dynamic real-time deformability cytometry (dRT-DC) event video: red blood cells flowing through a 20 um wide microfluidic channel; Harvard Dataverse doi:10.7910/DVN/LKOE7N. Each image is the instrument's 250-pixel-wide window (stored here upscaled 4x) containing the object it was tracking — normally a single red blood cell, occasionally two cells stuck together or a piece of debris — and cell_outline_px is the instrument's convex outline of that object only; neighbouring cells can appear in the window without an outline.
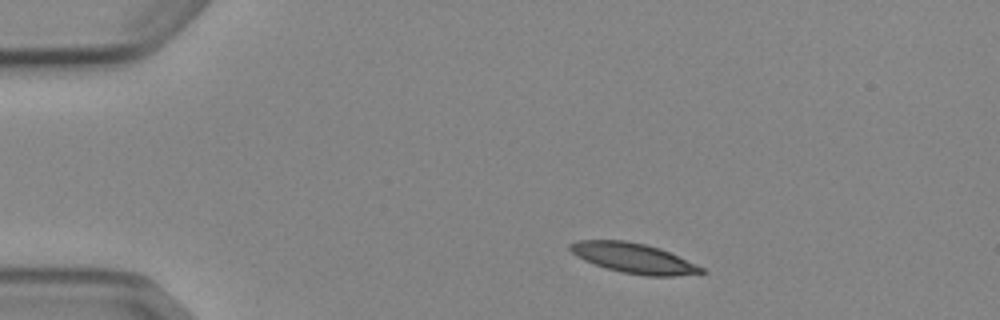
{"species": "Egyptian fruit bat (a non-hibernating species)", "species_latin": "Rousettus aegyptiacus", "temperature_condition": "cold", "stored_images_in_passage": 4, "camera_frame_rate_fps": 3000, "um_per_image_px": 0.085, "animal": {"sex": "female"}, "frame": {"image": 1, "passage_image": 1, "time_ms": 0.0, "image_size_px": [1000, 320], "cell_outline_px": [[708, 272], [672, 276], [644, 276], [620, 272], [584, 260], [576, 256], [568, 248], [568, 244], [576, 240], [624, 240], [644, 244], [660, 248], [704, 268]], "centroid_in_image_um": [53.83, 21.94], "position_along_channel_um": 31.2, "area_um2": 22.83}}
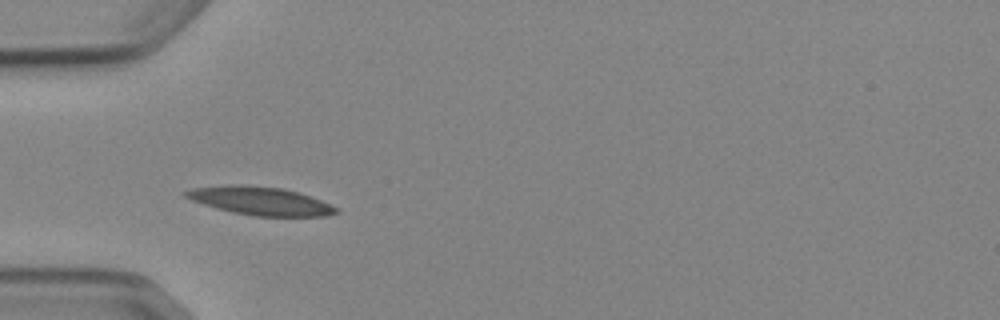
{"frame": {"image": 2, "passage_image": 3, "time_ms": 2.333, "image_size_px": [1000, 320], "cell_outline_px": [[340, 212], [328, 216], [256, 216], [232, 212], [216, 208], [192, 200], [184, 196], [180, 192], [192, 188], [232, 184], [244, 184], [284, 188], [300, 192], [340, 208]], "centroid_in_image_um": [22.14, 17.07], "position_along_channel_um": 62.9, "area_um2": 25.03}}
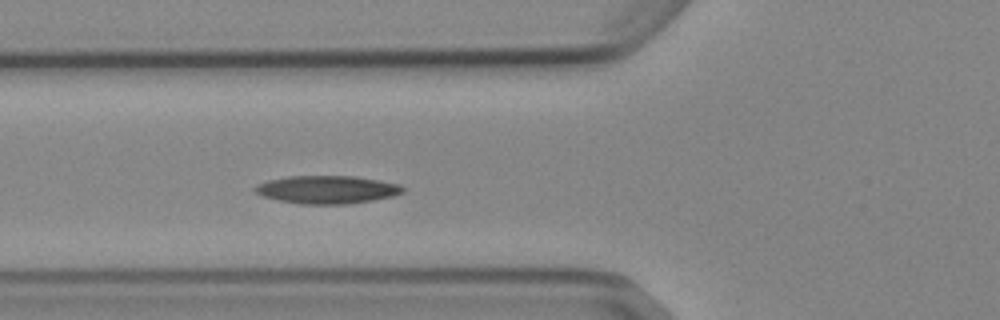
{"frame": {"image": 3, "passage_image": 4, "time_ms": 3.333, "image_size_px": [1000, 320], "cell_outline_px": [[404, 192], [392, 196], [372, 200], [348, 204], [300, 204], [280, 200], [264, 196], [256, 192], [252, 188], [256, 184], [268, 180], [288, 176], [352, 176], [400, 184], [404, 188]], "centroid_in_image_um": [27.78, 16.11], "position_along_channel_um": 98.0, "area_um2": 23.93}}